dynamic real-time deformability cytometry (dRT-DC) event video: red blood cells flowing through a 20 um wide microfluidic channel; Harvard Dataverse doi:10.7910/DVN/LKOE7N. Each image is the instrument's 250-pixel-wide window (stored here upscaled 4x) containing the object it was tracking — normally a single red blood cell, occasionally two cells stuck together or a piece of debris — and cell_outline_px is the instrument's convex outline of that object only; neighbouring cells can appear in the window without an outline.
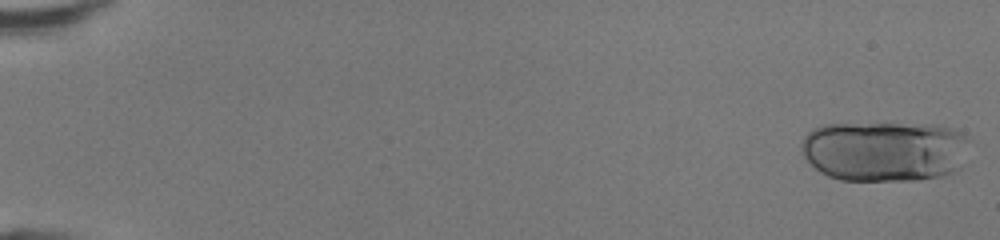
{"species": "human", "species_latin": "Homo sapiens", "temperature_condition": "room temperature", "stored_images_in_passage": 47, "camera_frame_rate_fps": 3000, "um_per_image_px": 0.085, "donor": {"sex": "female"}, "frame": {"image": 1, "passage_image": 1, "time_ms": 0.0, "image_size_px": [1000, 240], "cell_outline_px": [[972, 140], [960, 168], [956, 172], [944, 176], [916, 180], [840, 180], [828, 176], [820, 172], [800, 152], [800, 144], [804, 136], [812, 128], [824, 124], [936, 124], [952, 128], [968, 136]], "centroid_in_image_um": [75.23, 12.84], "position_along_channel_um": 9.8, "area_um2": 60.34}}
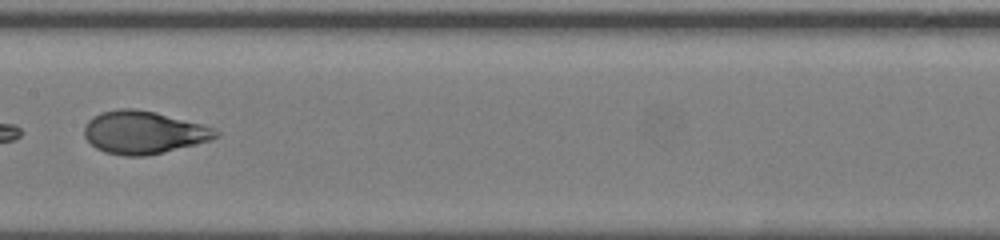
{"frame": {"image": 2, "passage_image": 27, "time_ms": 8.667, "image_size_px": [1000, 240], "cell_outline_px": [[220, 136], [196, 144], [164, 152], [144, 156], [124, 156], [104, 152], [96, 148], [84, 136], [84, 128], [88, 120], [92, 116], [100, 112], [120, 108], [132, 108], [156, 112], [204, 124], [216, 128], [220, 132]], "centroid_in_image_um": [12.21, 11.24], "position_along_channel_um": 195.2, "area_um2": 33.0}}
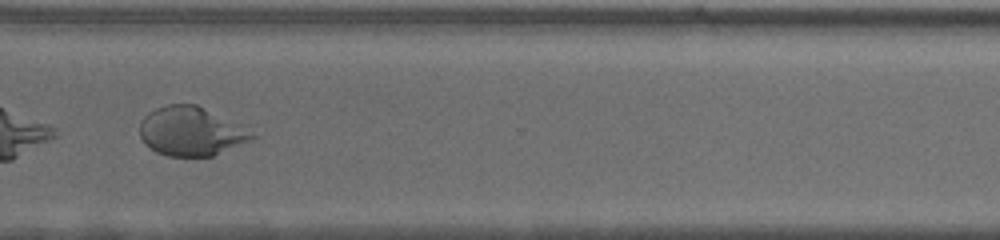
{"frame": {"image": 3, "passage_image": 38, "time_ms": 12.333, "image_size_px": [1000, 240], "cell_outline_px": [[256, 136], [252, 140], [212, 156], [168, 156], [156, 152], [144, 144], [140, 136], [140, 120], [148, 112], [156, 108], [168, 104], [196, 104], [248, 124]], "centroid_in_image_um": [16.31, 11.14], "position_along_channel_um": 354.3, "area_um2": 32.95}, "authors_computed_cell_mechanics": {"area_um2": 35.547, "velocity_mm_per_s": 4.3459, "shape_relaxation_time_tau1_ms": 4.5703, "shape_relaxation_time_tau2_ms": null, "deformation_change_tau1": 0.2334, "deformation_change_tau2": null}}